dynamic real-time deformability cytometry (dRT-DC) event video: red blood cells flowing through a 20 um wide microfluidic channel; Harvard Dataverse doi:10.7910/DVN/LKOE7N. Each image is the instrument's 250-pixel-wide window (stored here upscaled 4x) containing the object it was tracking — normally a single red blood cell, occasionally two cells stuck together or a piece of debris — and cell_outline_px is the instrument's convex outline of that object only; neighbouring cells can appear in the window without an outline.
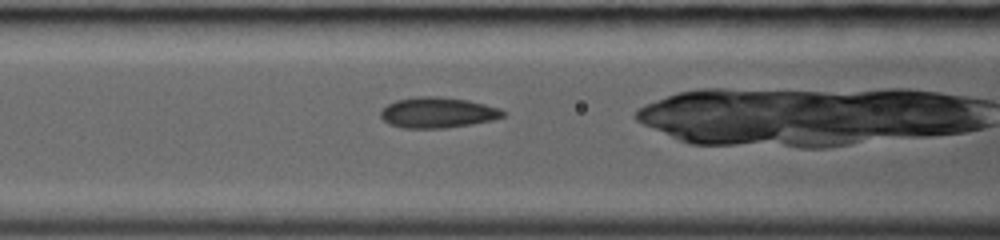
{"species": "common noctule bat (a hibernating species)", "species_latin": "Nyctalus noctula", "temperature_condition": "room temperature", "stored_images_in_passage": 18, "camera_frame_rate_fps": 3000, "um_per_image_px": 0.085, "animal": {"sex": "female", "body_mass_g": 19.0, "forearm_length_mm": 53.3}, "frame": {"image": 1, "passage_image": 3, "time_ms": 0.667, "image_size_px": [1000, 240], "cell_outline_px": [[508, 112], [504, 116], [492, 120], [472, 124], [444, 128], [400, 128], [388, 124], [380, 116], [380, 112], [388, 104], [396, 100], [416, 96], [436, 96], [468, 100], [500, 108]], "centroid_in_image_um": [37.2, 9.57], "position_along_channel_um": 129.4, "area_um2": 21.96}}